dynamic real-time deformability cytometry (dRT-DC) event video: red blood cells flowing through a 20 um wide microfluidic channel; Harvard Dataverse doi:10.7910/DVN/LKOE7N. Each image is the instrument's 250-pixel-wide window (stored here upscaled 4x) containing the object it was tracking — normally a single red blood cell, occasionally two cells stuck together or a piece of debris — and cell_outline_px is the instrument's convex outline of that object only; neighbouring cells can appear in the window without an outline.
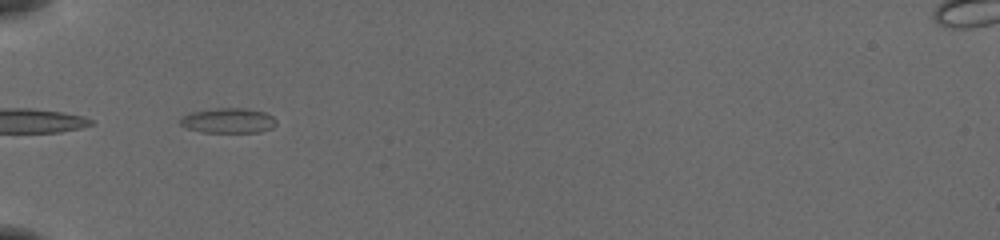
{"species": "common noctule bat (a hibernating species)", "species_latin": "Nyctalus noctula", "temperature_condition": "cold", "stored_images_in_passage": 36, "camera_frame_rate_fps": 3000, "um_per_image_px": 0.085, "animal": {"sex": "female", "body_mass_g": 19.5, "forearm_length_mm": 54.1}, "frame": {"image": 1, "passage_image": 1, "time_ms": 0.0, "image_size_px": [1000, 240], "cell_outline_px": [[276, 124], [272, 128], [260, 132], [200, 132], [188, 128], [180, 124], [180, 120], [184, 116], [192, 112], [216, 108], [244, 108], [264, 112], [272, 116], [276, 120]], "centroid_in_image_um": [19.43, 10.25], "position_along_channel_um": 65.6, "area_um2": 13.87}}
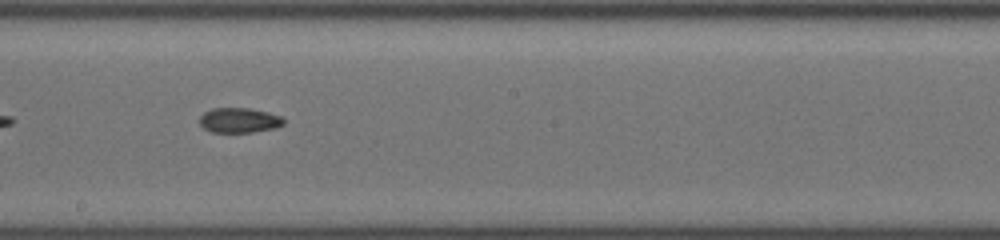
{"frame": {"image": 2, "passage_image": 14, "time_ms": 4.333, "image_size_px": [1000, 240], "cell_outline_px": [[284, 124], [276, 128], [252, 132], [212, 132], [204, 128], [200, 124], [200, 116], [204, 112], [212, 108], [248, 108], [268, 112], [280, 116], [284, 120]], "centroid_in_image_um": [20.33, 10.22], "position_along_channel_um": 227.9, "area_um2": 12.2}}
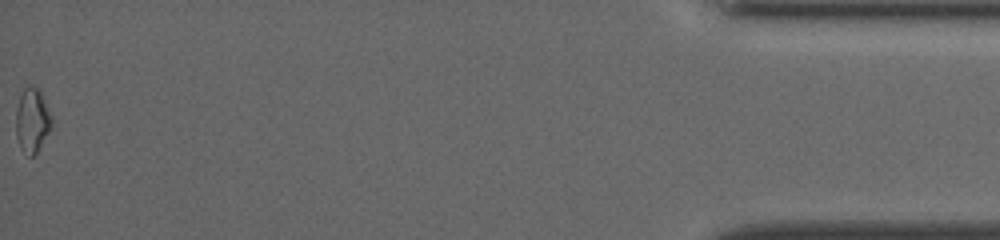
{"frame": {"image": 3, "passage_image": 36, "time_ms": 11.667, "image_size_px": [1000, 240], "cell_outline_px": [[52, 124], [36, 156], [28, 156], [20, 144], [16, 136], [16, 108], [20, 96], [24, 88], [36, 88], [40, 92], [52, 116]], "centroid_in_image_um": [2.74, 10.27], "position_along_channel_um": 432.5, "area_um2": 13.06}, "authors_computed_cell_mechanics": {"area_um2": 12.3692, "velocity_mm_per_s": 3.8943, "shape_relaxation_time_tau1_ms": 6.6552, "shape_relaxation_time_tau2_ms": 3.9652, "deformation_change_tau1": 0.178, "deformation_change_tau2": 0.099}}